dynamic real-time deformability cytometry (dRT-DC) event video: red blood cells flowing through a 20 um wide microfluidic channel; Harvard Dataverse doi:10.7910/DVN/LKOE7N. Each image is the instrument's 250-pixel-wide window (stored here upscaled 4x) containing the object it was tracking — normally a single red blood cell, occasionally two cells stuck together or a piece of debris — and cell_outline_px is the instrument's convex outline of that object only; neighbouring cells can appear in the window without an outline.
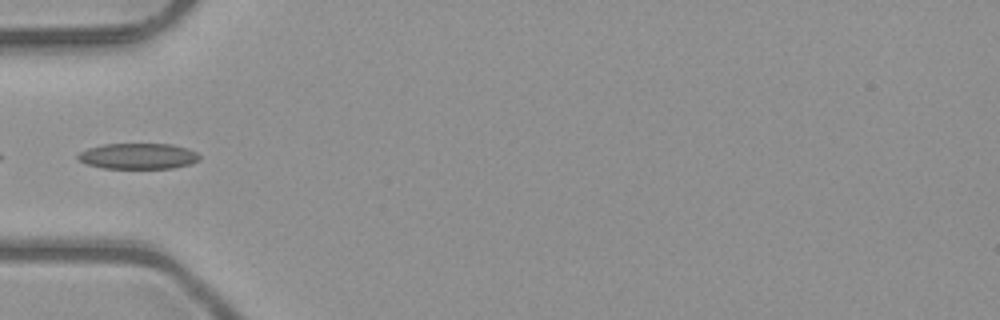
{"species": "common noctule bat (a hibernating species)", "species_latin": "Nyctalus noctula", "temperature_condition": "room temperature", "stored_images_in_passage": 5, "camera_frame_rate_fps": 3000, "um_per_image_px": 0.085, "animal": {"sex": "male", "body_mass_g": 23.1, "forearm_length_mm": 52.7}, "frame": {"image": 1, "passage_image": 4, "time_ms": 1.0, "image_size_px": [1000, 320], "cell_outline_px": [[200, 160], [192, 164], [172, 168], [104, 168], [88, 164], [80, 160], [76, 156], [80, 152], [88, 148], [104, 144], [172, 144], [188, 148], [196, 152], [200, 156]], "centroid_in_image_um": [11.79, 13.27], "position_along_channel_um": 73.2, "area_um2": 18.26}}
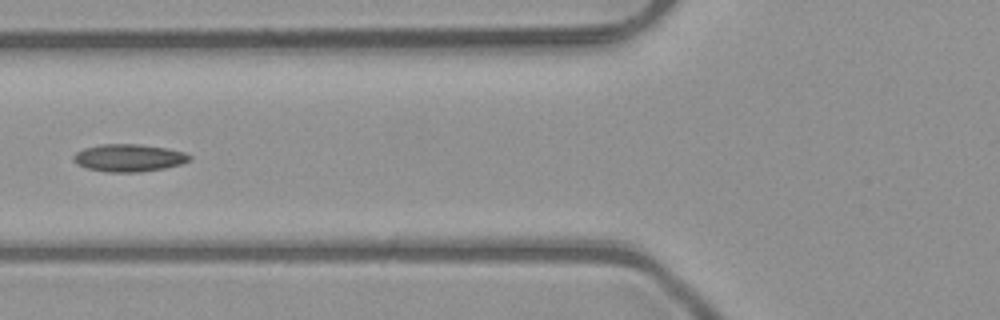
{"frame": {"image": 2, "passage_image": 5, "time_ms": 1.333, "image_size_px": [1000, 320], "cell_outline_px": [[192, 156], [188, 160], [180, 164], [164, 168], [140, 172], [108, 172], [88, 168], [76, 164], [72, 160], [72, 156], [76, 152], [84, 148], [100, 144], [136, 144], [168, 148], [184, 152]], "centroid_in_image_um": [10.91, 13.41], "position_along_channel_um": 114.9, "area_um2": 18.55}}